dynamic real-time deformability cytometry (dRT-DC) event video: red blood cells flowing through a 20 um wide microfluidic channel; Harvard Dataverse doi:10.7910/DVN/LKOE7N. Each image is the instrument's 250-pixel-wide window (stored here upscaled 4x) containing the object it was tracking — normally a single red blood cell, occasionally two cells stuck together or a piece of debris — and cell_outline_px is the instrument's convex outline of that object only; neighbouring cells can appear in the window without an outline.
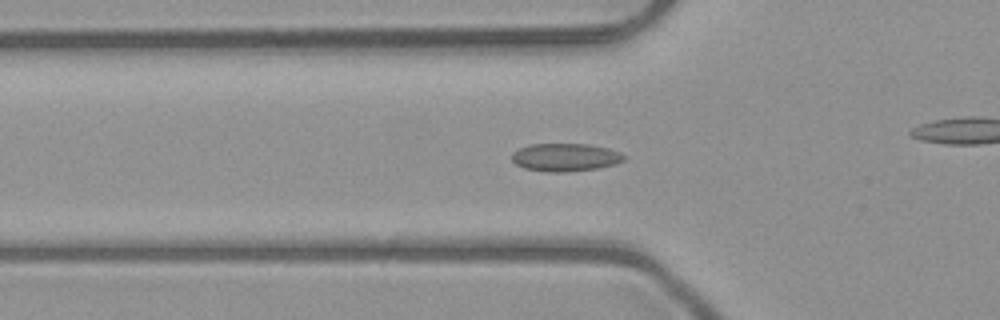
{"species": "common noctule bat (a hibernating species)", "species_latin": "Nyctalus noctula", "temperature_condition": "room temperature", "stored_images_in_passage": 44, "camera_frame_rate_fps": 3000, "um_per_image_px": 0.085, "animal": {"sex": "male", "body_mass_g": 23.1, "forearm_length_mm": 52.7}, "frame": {"image": 1, "passage_image": 9, "time_ms": 2.667, "image_size_px": [1000, 320], "cell_outline_px": [[628, 156], [624, 160], [616, 164], [596, 168], [564, 172], [544, 172], [524, 168], [516, 164], [512, 160], [512, 152], [528, 144], [588, 144], [608, 148], [620, 152]], "centroid_in_image_um": [48.06, 13.37], "position_along_channel_um": 77.7, "area_um2": 18.38}}
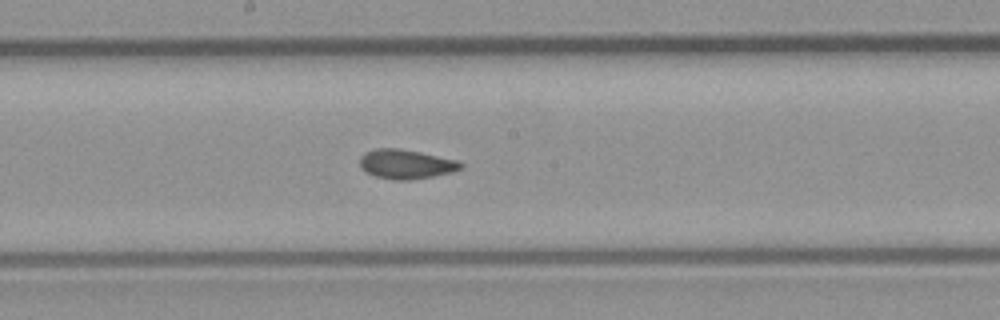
{"frame": {"image": 2, "passage_image": 19, "time_ms": 6.0, "image_size_px": [1000, 320], "cell_outline_px": [[464, 168], [452, 172], [432, 176], [408, 180], [392, 180], [376, 176], [360, 168], [360, 156], [364, 152], [376, 148], [396, 148], [420, 152], [456, 160], [464, 164]], "centroid_in_image_um": [34.5, 13.95], "position_along_channel_um": 213.7, "area_um2": 17.22}}
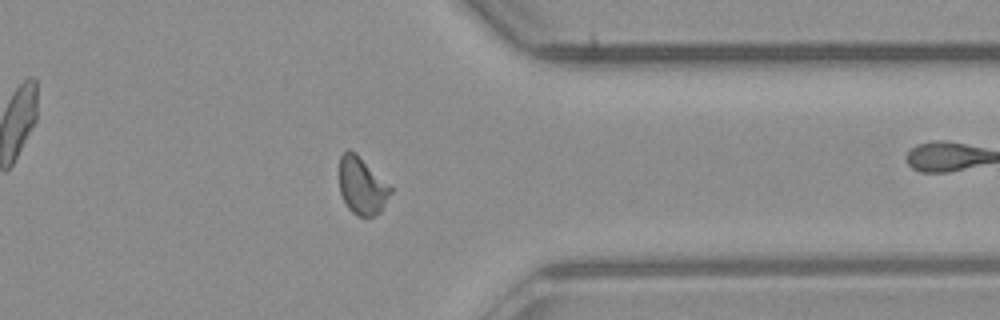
{"frame": {"image": 3, "passage_image": 32, "time_ms": 10.333, "image_size_px": [1000, 320], "cell_outline_px": [[392, 192], [380, 212], [372, 216], [356, 216], [348, 208], [340, 192], [340, 156], [348, 148], [356, 152], [392, 188]], "centroid_in_image_um": [30.76, 15.78], "position_along_channel_um": 380.6, "area_um2": 16.99}, "authors_computed_cell_mechanics": {"area_um2": 17.2244, "velocity_mm_per_s": 4.0347, "shape_relaxation_time_tau1_ms": null, "shape_relaxation_time_tau2_ms": 2.0785, "deformation_change_tau1": null, "deformation_change_tau2": 0.0521}}